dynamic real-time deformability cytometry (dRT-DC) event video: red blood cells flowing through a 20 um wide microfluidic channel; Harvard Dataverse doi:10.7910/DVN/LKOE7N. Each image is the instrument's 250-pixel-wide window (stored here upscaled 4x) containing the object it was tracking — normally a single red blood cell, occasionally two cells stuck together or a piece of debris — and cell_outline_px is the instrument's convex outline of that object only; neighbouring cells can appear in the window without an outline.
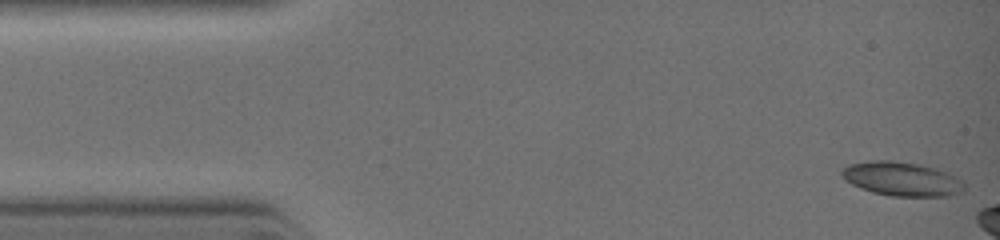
{"species": "common noctule bat (a hibernating species)", "species_latin": "Nyctalus noctula", "temperature_condition": "warm", "stored_images_in_passage": 6, "camera_frame_rate_fps": 3000, "um_per_image_px": 0.085, "animal": {"sex": "female", "body_mass_g": 19.0, "forearm_length_mm": 51.5}, "frame": {"image": 1, "passage_image": 1, "time_ms": 0.0, "image_size_px": [1000, 240], "cell_outline_px": [[964, 188], [960, 192], [948, 196], [892, 196], [872, 192], [860, 188], [852, 184], [840, 172], [844, 168], [852, 164], [880, 160], [888, 160], [916, 164], [940, 172], [964, 184]], "centroid_in_image_um": [76.57, 15.24], "position_along_channel_um": 8.4, "area_um2": 23.0}}